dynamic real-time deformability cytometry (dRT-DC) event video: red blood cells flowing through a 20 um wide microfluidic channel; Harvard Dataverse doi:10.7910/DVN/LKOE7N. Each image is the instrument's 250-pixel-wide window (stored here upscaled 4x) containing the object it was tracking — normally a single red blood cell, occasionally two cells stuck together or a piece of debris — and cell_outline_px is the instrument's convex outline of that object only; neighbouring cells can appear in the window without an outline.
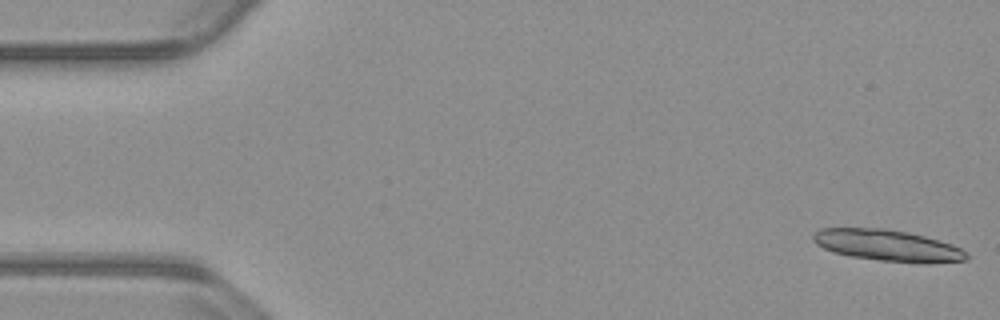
{"species": "common noctule bat (a hibernating species)", "species_latin": "Nyctalus noctula", "temperature_condition": "warm", "stored_images_in_passage": 15, "camera_frame_rate_fps": 3000, "um_per_image_px": 0.085, "animal": {"sex": "male", "body_mass_g": 23.1, "forearm_length_mm": 52.7}, "frame": {"image": 1, "passage_image": 1, "time_ms": 0.0, "image_size_px": [1000, 320], "cell_outline_px": [[968, 260], [880, 260], [848, 256], [832, 252], [816, 244], [812, 240], [812, 236], [820, 228], [884, 228], [908, 232], [940, 240], [952, 244], [960, 248], [968, 256]], "centroid_in_image_um": [75.3, 20.8], "position_along_channel_um": 9.7, "area_um2": 26.93}}